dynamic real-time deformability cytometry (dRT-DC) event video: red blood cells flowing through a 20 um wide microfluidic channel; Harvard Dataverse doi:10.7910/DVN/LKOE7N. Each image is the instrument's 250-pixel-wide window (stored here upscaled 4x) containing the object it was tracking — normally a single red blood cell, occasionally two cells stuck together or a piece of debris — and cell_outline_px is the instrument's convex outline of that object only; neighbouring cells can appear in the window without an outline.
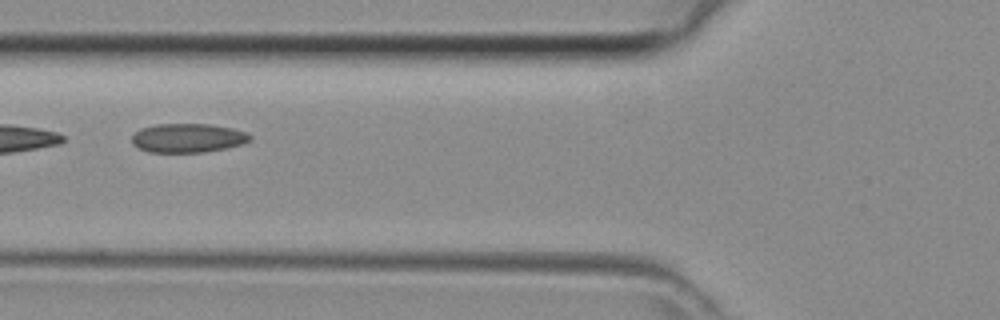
{"species": "common noctule bat (a hibernating species)", "species_latin": "Nyctalus noctula", "temperature_condition": "room temperature", "stored_images_in_passage": 19, "camera_frame_rate_fps": 3000, "um_per_image_px": 0.085, "animal": {"sex": "female", "body_mass_g": 29.2, "forearm_length_mm": 56.3}, "frame": {"image": 1, "passage_image": 14, "time_ms": 4.333, "image_size_px": [1000, 320], "cell_outline_px": [[252, 140], [228, 148], [204, 152], [148, 152], [132, 144], [132, 136], [140, 128], [156, 124], [212, 124], [232, 128], [248, 132], [252, 136]], "centroid_in_image_um": [15.99, 11.72], "position_along_channel_um": 109.8, "area_um2": 20.11}}